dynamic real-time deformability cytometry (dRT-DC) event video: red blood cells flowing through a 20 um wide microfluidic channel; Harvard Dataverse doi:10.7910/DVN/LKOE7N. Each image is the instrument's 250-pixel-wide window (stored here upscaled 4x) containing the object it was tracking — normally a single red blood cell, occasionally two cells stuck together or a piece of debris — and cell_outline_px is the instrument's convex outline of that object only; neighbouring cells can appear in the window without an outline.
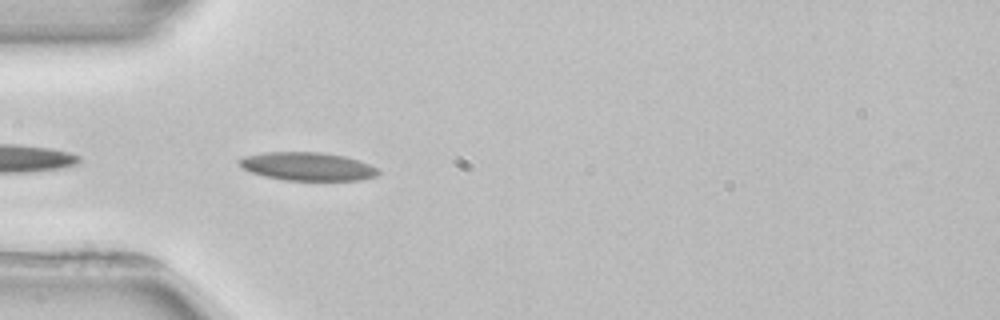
{"species": "common noctule bat (a hibernating species)", "species_latin": "Nyctalus noctula", "temperature_condition": "room temperature", "stored_images_in_passage": 5, "camera_frame_rate_fps": 3000, "um_per_image_px": 0.085, "animal": {"sex": "female", "body_mass_g": 22.7, "forearm_length_mm": 54.2}, "frame": {"image": 1, "passage_image": 5, "time_ms": 5.0, "image_size_px": [1000, 320], "cell_outline_px": [[380, 172], [376, 176], [360, 180], [284, 180], [264, 176], [252, 172], [244, 168], [236, 160], [244, 156], [264, 152], [320, 152], [344, 156], [360, 160], [376, 168]], "centroid_in_image_um": [26.13, 14.14], "position_along_channel_um": 58.9, "area_um2": 22.83}}